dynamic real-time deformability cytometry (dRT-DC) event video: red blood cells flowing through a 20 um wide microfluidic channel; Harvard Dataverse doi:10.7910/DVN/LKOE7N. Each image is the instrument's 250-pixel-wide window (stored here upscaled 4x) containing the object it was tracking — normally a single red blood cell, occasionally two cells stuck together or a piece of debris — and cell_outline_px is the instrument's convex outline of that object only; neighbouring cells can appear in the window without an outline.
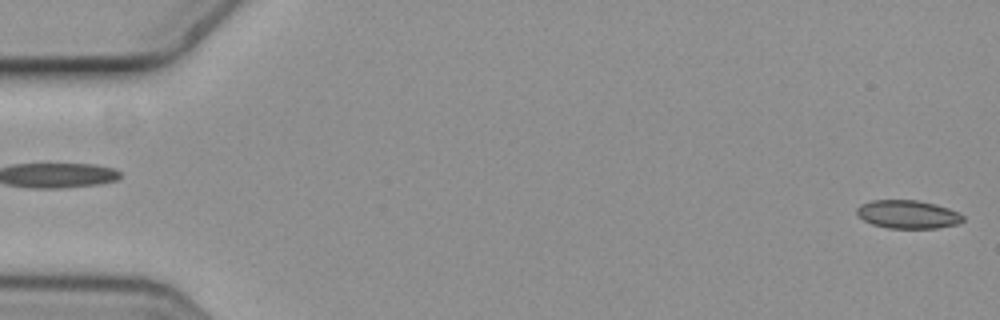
{"species": "common noctule bat (a hibernating species)", "species_latin": "Nyctalus noctula", "temperature_condition": "cold", "stored_images_in_passage": 6, "camera_frame_rate_fps": 3000, "um_per_image_px": 0.085, "animal": {"sex": "female", "body_mass_g": 19.3, "forearm_length_mm": 54.1}, "frame": {"image": 1, "passage_image": 1, "time_ms": 0.0, "image_size_px": [1000, 320], "cell_outline_px": [[964, 220], [956, 224], [936, 228], [888, 228], [872, 224], [864, 220], [856, 212], [856, 208], [860, 204], [872, 200], [916, 200], [936, 204], [948, 208], [964, 216]], "centroid_in_image_um": [77.14, 18.21], "position_along_channel_um": 7.9, "area_um2": 17.4}}
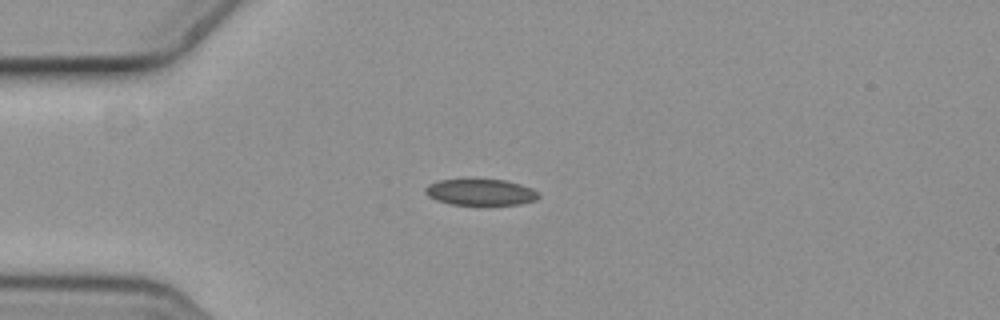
{"frame": {"image": 2, "passage_image": 4, "time_ms": 1.0, "image_size_px": [1000, 320], "cell_outline_px": [[540, 196], [536, 200], [520, 204], [484, 208], [476, 208], [452, 204], [436, 200], [428, 196], [424, 192], [424, 188], [428, 184], [440, 180], [504, 180], [520, 184], [532, 188]], "centroid_in_image_um": [40.85, 16.4], "position_along_channel_um": 44.2, "area_um2": 18.15}}
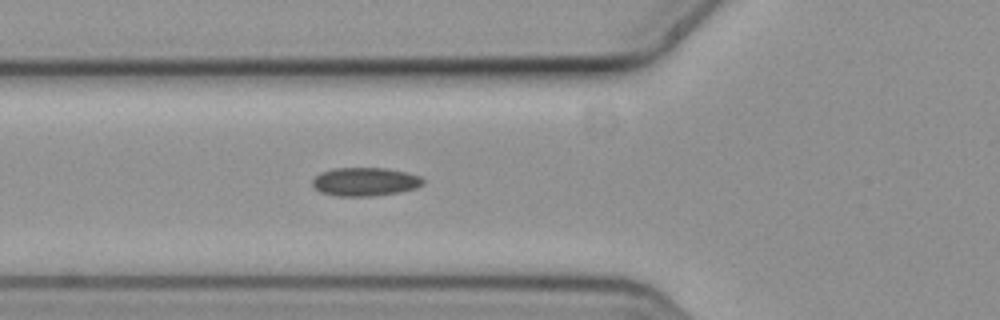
{"frame": {"image": 3, "passage_image": 6, "time_ms": 1.667, "image_size_px": [1000, 320], "cell_outline_px": [[424, 184], [416, 188], [400, 192], [372, 196], [336, 196], [320, 192], [312, 184], [312, 180], [320, 172], [332, 168], [384, 168], [408, 172], [420, 176], [424, 180]], "centroid_in_image_um": [31.04, 15.44], "position_along_channel_um": 94.8, "area_um2": 18.5}}